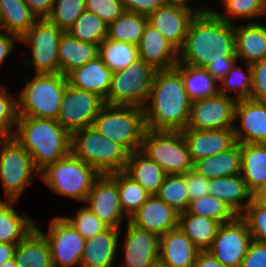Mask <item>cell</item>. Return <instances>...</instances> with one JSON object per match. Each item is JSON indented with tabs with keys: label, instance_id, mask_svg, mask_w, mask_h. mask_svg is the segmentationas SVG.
<instances>
[{
	"label": "cell",
	"instance_id": "6da1fadb",
	"mask_svg": "<svg viewBox=\"0 0 266 267\" xmlns=\"http://www.w3.org/2000/svg\"><path fill=\"white\" fill-rule=\"evenodd\" d=\"M219 62H238L234 24L223 21L211 9L197 12L178 50V63L204 68Z\"/></svg>",
	"mask_w": 266,
	"mask_h": 267
},
{
	"label": "cell",
	"instance_id": "7a4b0ae2",
	"mask_svg": "<svg viewBox=\"0 0 266 267\" xmlns=\"http://www.w3.org/2000/svg\"><path fill=\"white\" fill-rule=\"evenodd\" d=\"M191 100L181 73L174 67L157 70L149 99L144 105L146 129L181 131L186 129Z\"/></svg>",
	"mask_w": 266,
	"mask_h": 267
},
{
	"label": "cell",
	"instance_id": "3957f363",
	"mask_svg": "<svg viewBox=\"0 0 266 267\" xmlns=\"http://www.w3.org/2000/svg\"><path fill=\"white\" fill-rule=\"evenodd\" d=\"M13 138L30 154L40 172L71 153V133L57 120L19 117Z\"/></svg>",
	"mask_w": 266,
	"mask_h": 267
},
{
	"label": "cell",
	"instance_id": "277c9868",
	"mask_svg": "<svg viewBox=\"0 0 266 267\" xmlns=\"http://www.w3.org/2000/svg\"><path fill=\"white\" fill-rule=\"evenodd\" d=\"M92 127L130 154L141 147L146 130L144 110L138 106L104 105Z\"/></svg>",
	"mask_w": 266,
	"mask_h": 267
},
{
	"label": "cell",
	"instance_id": "5b68a950",
	"mask_svg": "<svg viewBox=\"0 0 266 267\" xmlns=\"http://www.w3.org/2000/svg\"><path fill=\"white\" fill-rule=\"evenodd\" d=\"M67 83L61 73L35 74L16 96L19 117L57 120Z\"/></svg>",
	"mask_w": 266,
	"mask_h": 267
},
{
	"label": "cell",
	"instance_id": "8992f818",
	"mask_svg": "<svg viewBox=\"0 0 266 267\" xmlns=\"http://www.w3.org/2000/svg\"><path fill=\"white\" fill-rule=\"evenodd\" d=\"M71 153L100 175L124 171L129 153L92 126L71 133Z\"/></svg>",
	"mask_w": 266,
	"mask_h": 267
},
{
	"label": "cell",
	"instance_id": "52a82bcc",
	"mask_svg": "<svg viewBox=\"0 0 266 267\" xmlns=\"http://www.w3.org/2000/svg\"><path fill=\"white\" fill-rule=\"evenodd\" d=\"M100 174L72 153L47 165L39 172L45 185L55 193L85 202L94 181Z\"/></svg>",
	"mask_w": 266,
	"mask_h": 267
},
{
	"label": "cell",
	"instance_id": "ba28073f",
	"mask_svg": "<svg viewBox=\"0 0 266 267\" xmlns=\"http://www.w3.org/2000/svg\"><path fill=\"white\" fill-rule=\"evenodd\" d=\"M140 151L168 174H185L193 169L188 146L181 131L146 129Z\"/></svg>",
	"mask_w": 266,
	"mask_h": 267
},
{
	"label": "cell",
	"instance_id": "9c48e42d",
	"mask_svg": "<svg viewBox=\"0 0 266 267\" xmlns=\"http://www.w3.org/2000/svg\"><path fill=\"white\" fill-rule=\"evenodd\" d=\"M156 71L139 58L127 68L114 72L104 104L143 108L149 99Z\"/></svg>",
	"mask_w": 266,
	"mask_h": 267
},
{
	"label": "cell",
	"instance_id": "30bf717a",
	"mask_svg": "<svg viewBox=\"0 0 266 267\" xmlns=\"http://www.w3.org/2000/svg\"><path fill=\"white\" fill-rule=\"evenodd\" d=\"M0 145V180L5 199L17 201L39 171L30 154L13 137L0 139Z\"/></svg>",
	"mask_w": 266,
	"mask_h": 267
},
{
	"label": "cell",
	"instance_id": "8fae6325",
	"mask_svg": "<svg viewBox=\"0 0 266 267\" xmlns=\"http://www.w3.org/2000/svg\"><path fill=\"white\" fill-rule=\"evenodd\" d=\"M63 31L47 18L36 20L31 28L20 38V42L30 46L35 74L59 73L58 47Z\"/></svg>",
	"mask_w": 266,
	"mask_h": 267
},
{
	"label": "cell",
	"instance_id": "7c38bea8",
	"mask_svg": "<svg viewBox=\"0 0 266 267\" xmlns=\"http://www.w3.org/2000/svg\"><path fill=\"white\" fill-rule=\"evenodd\" d=\"M104 105L103 98L98 94L67 83L57 122L70 133L91 127Z\"/></svg>",
	"mask_w": 266,
	"mask_h": 267
},
{
	"label": "cell",
	"instance_id": "4fadbf2b",
	"mask_svg": "<svg viewBox=\"0 0 266 267\" xmlns=\"http://www.w3.org/2000/svg\"><path fill=\"white\" fill-rule=\"evenodd\" d=\"M36 228L49 244L53 267H80L86 240L63 216H56L50 220L47 234L37 225Z\"/></svg>",
	"mask_w": 266,
	"mask_h": 267
},
{
	"label": "cell",
	"instance_id": "5bb4252c",
	"mask_svg": "<svg viewBox=\"0 0 266 267\" xmlns=\"http://www.w3.org/2000/svg\"><path fill=\"white\" fill-rule=\"evenodd\" d=\"M237 100L223 94H217L191 102L186 129L218 130L233 129ZM236 121V122H235Z\"/></svg>",
	"mask_w": 266,
	"mask_h": 267
},
{
	"label": "cell",
	"instance_id": "9a60e30c",
	"mask_svg": "<svg viewBox=\"0 0 266 267\" xmlns=\"http://www.w3.org/2000/svg\"><path fill=\"white\" fill-rule=\"evenodd\" d=\"M251 241L248 225L238 215L234 220L219 226L208 251L226 267H241Z\"/></svg>",
	"mask_w": 266,
	"mask_h": 267
},
{
	"label": "cell",
	"instance_id": "2e32d148",
	"mask_svg": "<svg viewBox=\"0 0 266 267\" xmlns=\"http://www.w3.org/2000/svg\"><path fill=\"white\" fill-rule=\"evenodd\" d=\"M202 7L192 9L182 4L167 3L147 16L148 23L179 50L184 44L192 18L197 12L209 10Z\"/></svg>",
	"mask_w": 266,
	"mask_h": 267
},
{
	"label": "cell",
	"instance_id": "e0dca14e",
	"mask_svg": "<svg viewBox=\"0 0 266 267\" xmlns=\"http://www.w3.org/2000/svg\"><path fill=\"white\" fill-rule=\"evenodd\" d=\"M108 227L120 229L124 220L116 182L108 175H100L93 183L85 203Z\"/></svg>",
	"mask_w": 266,
	"mask_h": 267
},
{
	"label": "cell",
	"instance_id": "ac0fdd59",
	"mask_svg": "<svg viewBox=\"0 0 266 267\" xmlns=\"http://www.w3.org/2000/svg\"><path fill=\"white\" fill-rule=\"evenodd\" d=\"M235 141L240 144H266V102L251 98L238 100L235 107Z\"/></svg>",
	"mask_w": 266,
	"mask_h": 267
},
{
	"label": "cell",
	"instance_id": "d6986e66",
	"mask_svg": "<svg viewBox=\"0 0 266 267\" xmlns=\"http://www.w3.org/2000/svg\"><path fill=\"white\" fill-rule=\"evenodd\" d=\"M126 233L121 267H151L159 262V236L156 233L139 228L128 219Z\"/></svg>",
	"mask_w": 266,
	"mask_h": 267
},
{
	"label": "cell",
	"instance_id": "ffe728a7",
	"mask_svg": "<svg viewBox=\"0 0 266 267\" xmlns=\"http://www.w3.org/2000/svg\"><path fill=\"white\" fill-rule=\"evenodd\" d=\"M129 221L160 237L168 231L178 228L179 213L157 195H151L129 218Z\"/></svg>",
	"mask_w": 266,
	"mask_h": 267
},
{
	"label": "cell",
	"instance_id": "44dd1931",
	"mask_svg": "<svg viewBox=\"0 0 266 267\" xmlns=\"http://www.w3.org/2000/svg\"><path fill=\"white\" fill-rule=\"evenodd\" d=\"M137 48L139 58L156 70L171 69L178 63V49L149 23L145 26Z\"/></svg>",
	"mask_w": 266,
	"mask_h": 267
},
{
	"label": "cell",
	"instance_id": "7402d4cb",
	"mask_svg": "<svg viewBox=\"0 0 266 267\" xmlns=\"http://www.w3.org/2000/svg\"><path fill=\"white\" fill-rule=\"evenodd\" d=\"M181 133L186 141L192 161L219 154L235 143L233 129L196 130L184 129Z\"/></svg>",
	"mask_w": 266,
	"mask_h": 267
},
{
	"label": "cell",
	"instance_id": "603a6c76",
	"mask_svg": "<svg viewBox=\"0 0 266 267\" xmlns=\"http://www.w3.org/2000/svg\"><path fill=\"white\" fill-rule=\"evenodd\" d=\"M198 252L179 227L159 237V263L166 267H193Z\"/></svg>",
	"mask_w": 266,
	"mask_h": 267
},
{
	"label": "cell",
	"instance_id": "cb8c5ba5",
	"mask_svg": "<svg viewBox=\"0 0 266 267\" xmlns=\"http://www.w3.org/2000/svg\"><path fill=\"white\" fill-rule=\"evenodd\" d=\"M119 229L108 227L87 239L80 267H117L113 265L119 244Z\"/></svg>",
	"mask_w": 266,
	"mask_h": 267
},
{
	"label": "cell",
	"instance_id": "d4e9b609",
	"mask_svg": "<svg viewBox=\"0 0 266 267\" xmlns=\"http://www.w3.org/2000/svg\"><path fill=\"white\" fill-rule=\"evenodd\" d=\"M235 54L246 64L266 59V26L260 22H248L246 25H234Z\"/></svg>",
	"mask_w": 266,
	"mask_h": 267
},
{
	"label": "cell",
	"instance_id": "484cf974",
	"mask_svg": "<svg viewBox=\"0 0 266 267\" xmlns=\"http://www.w3.org/2000/svg\"><path fill=\"white\" fill-rule=\"evenodd\" d=\"M112 75L113 72L97 56L71 71L66 78L73 87L94 92L104 99L109 91Z\"/></svg>",
	"mask_w": 266,
	"mask_h": 267
},
{
	"label": "cell",
	"instance_id": "4316f807",
	"mask_svg": "<svg viewBox=\"0 0 266 267\" xmlns=\"http://www.w3.org/2000/svg\"><path fill=\"white\" fill-rule=\"evenodd\" d=\"M207 189L210 196L227 203L237 215H241L253 199L241 174L208 179Z\"/></svg>",
	"mask_w": 266,
	"mask_h": 267
},
{
	"label": "cell",
	"instance_id": "83f0119b",
	"mask_svg": "<svg viewBox=\"0 0 266 267\" xmlns=\"http://www.w3.org/2000/svg\"><path fill=\"white\" fill-rule=\"evenodd\" d=\"M99 45L80 41L63 32L58 47L59 73L67 76L71 71L98 56Z\"/></svg>",
	"mask_w": 266,
	"mask_h": 267
},
{
	"label": "cell",
	"instance_id": "f1b7e54d",
	"mask_svg": "<svg viewBox=\"0 0 266 267\" xmlns=\"http://www.w3.org/2000/svg\"><path fill=\"white\" fill-rule=\"evenodd\" d=\"M193 170L208 179L240 174L241 144L236 142L228 150L194 161Z\"/></svg>",
	"mask_w": 266,
	"mask_h": 267
},
{
	"label": "cell",
	"instance_id": "f546056e",
	"mask_svg": "<svg viewBox=\"0 0 266 267\" xmlns=\"http://www.w3.org/2000/svg\"><path fill=\"white\" fill-rule=\"evenodd\" d=\"M124 172L151 195L158 193L167 175L157 163L149 159L140 150L129 154Z\"/></svg>",
	"mask_w": 266,
	"mask_h": 267
},
{
	"label": "cell",
	"instance_id": "4dcf8cb0",
	"mask_svg": "<svg viewBox=\"0 0 266 267\" xmlns=\"http://www.w3.org/2000/svg\"><path fill=\"white\" fill-rule=\"evenodd\" d=\"M14 259L17 267H53L49 244L36 227L17 244Z\"/></svg>",
	"mask_w": 266,
	"mask_h": 267
},
{
	"label": "cell",
	"instance_id": "1f68e13d",
	"mask_svg": "<svg viewBox=\"0 0 266 267\" xmlns=\"http://www.w3.org/2000/svg\"><path fill=\"white\" fill-rule=\"evenodd\" d=\"M240 174L254 194L266 181V144H241Z\"/></svg>",
	"mask_w": 266,
	"mask_h": 267
},
{
	"label": "cell",
	"instance_id": "d6a6232c",
	"mask_svg": "<svg viewBox=\"0 0 266 267\" xmlns=\"http://www.w3.org/2000/svg\"><path fill=\"white\" fill-rule=\"evenodd\" d=\"M16 200H0V242L18 244L36 224L25 213L18 215L13 208Z\"/></svg>",
	"mask_w": 266,
	"mask_h": 267
},
{
	"label": "cell",
	"instance_id": "836d02e7",
	"mask_svg": "<svg viewBox=\"0 0 266 267\" xmlns=\"http://www.w3.org/2000/svg\"><path fill=\"white\" fill-rule=\"evenodd\" d=\"M185 90L191 102L219 94V83L205 68L177 63Z\"/></svg>",
	"mask_w": 266,
	"mask_h": 267
},
{
	"label": "cell",
	"instance_id": "e575fe53",
	"mask_svg": "<svg viewBox=\"0 0 266 267\" xmlns=\"http://www.w3.org/2000/svg\"><path fill=\"white\" fill-rule=\"evenodd\" d=\"M221 224L211 218L180 213L178 227L191 239L199 251L208 250Z\"/></svg>",
	"mask_w": 266,
	"mask_h": 267
},
{
	"label": "cell",
	"instance_id": "d590c367",
	"mask_svg": "<svg viewBox=\"0 0 266 267\" xmlns=\"http://www.w3.org/2000/svg\"><path fill=\"white\" fill-rule=\"evenodd\" d=\"M0 29L20 38L31 28L37 17L31 12L25 0H0Z\"/></svg>",
	"mask_w": 266,
	"mask_h": 267
},
{
	"label": "cell",
	"instance_id": "8d00e7d4",
	"mask_svg": "<svg viewBox=\"0 0 266 267\" xmlns=\"http://www.w3.org/2000/svg\"><path fill=\"white\" fill-rule=\"evenodd\" d=\"M147 23V16L124 11L115 21L108 25L107 38L137 46Z\"/></svg>",
	"mask_w": 266,
	"mask_h": 267
},
{
	"label": "cell",
	"instance_id": "74e56055",
	"mask_svg": "<svg viewBox=\"0 0 266 267\" xmlns=\"http://www.w3.org/2000/svg\"><path fill=\"white\" fill-rule=\"evenodd\" d=\"M108 175L117 184L120 205L125 217L129 220L151 194L124 171L114 172Z\"/></svg>",
	"mask_w": 266,
	"mask_h": 267
},
{
	"label": "cell",
	"instance_id": "f35d334b",
	"mask_svg": "<svg viewBox=\"0 0 266 267\" xmlns=\"http://www.w3.org/2000/svg\"><path fill=\"white\" fill-rule=\"evenodd\" d=\"M98 56L113 73L127 68L139 59L136 45L108 38L99 44Z\"/></svg>",
	"mask_w": 266,
	"mask_h": 267
},
{
	"label": "cell",
	"instance_id": "ab89813d",
	"mask_svg": "<svg viewBox=\"0 0 266 267\" xmlns=\"http://www.w3.org/2000/svg\"><path fill=\"white\" fill-rule=\"evenodd\" d=\"M156 195L179 214L185 212L190 203L185 175H166Z\"/></svg>",
	"mask_w": 266,
	"mask_h": 267
},
{
	"label": "cell",
	"instance_id": "60d3db41",
	"mask_svg": "<svg viewBox=\"0 0 266 267\" xmlns=\"http://www.w3.org/2000/svg\"><path fill=\"white\" fill-rule=\"evenodd\" d=\"M107 30L108 25L104 21L85 10L67 32L80 41L99 45L107 38Z\"/></svg>",
	"mask_w": 266,
	"mask_h": 267
},
{
	"label": "cell",
	"instance_id": "b9f144b4",
	"mask_svg": "<svg viewBox=\"0 0 266 267\" xmlns=\"http://www.w3.org/2000/svg\"><path fill=\"white\" fill-rule=\"evenodd\" d=\"M183 213L208 217L220 224L230 222L238 216L227 203L210 195L190 201Z\"/></svg>",
	"mask_w": 266,
	"mask_h": 267
},
{
	"label": "cell",
	"instance_id": "7bdbcfd3",
	"mask_svg": "<svg viewBox=\"0 0 266 267\" xmlns=\"http://www.w3.org/2000/svg\"><path fill=\"white\" fill-rule=\"evenodd\" d=\"M247 72L237 63L230 69L227 75L219 81L220 94L230 96L228 92H235V99L243 100L251 98L252 92V68L250 64H246Z\"/></svg>",
	"mask_w": 266,
	"mask_h": 267
},
{
	"label": "cell",
	"instance_id": "ee69618b",
	"mask_svg": "<svg viewBox=\"0 0 266 267\" xmlns=\"http://www.w3.org/2000/svg\"><path fill=\"white\" fill-rule=\"evenodd\" d=\"M225 13H219L210 8L219 18L229 24H235L236 19H251L265 17L266 0H223ZM226 14V15H225Z\"/></svg>",
	"mask_w": 266,
	"mask_h": 267
},
{
	"label": "cell",
	"instance_id": "f6af8a7d",
	"mask_svg": "<svg viewBox=\"0 0 266 267\" xmlns=\"http://www.w3.org/2000/svg\"><path fill=\"white\" fill-rule=\"evenodd\" d=\"M85 10V0H56L47 19L67 32Z\"/></svg>",
	"mask_w": 266,
	"mask_h": 267
},
{
	"label": "cell",
	"instance_id": "bcb514c9",
	"mask_svg": "<svg viewBox=\"0 0 266 267\" xmlns=\"http://www.w3.org/2000/svg\"><path fill=\"white\" fill-rule=\"evenodd\" d=\"M19 118L18 98L12 97L6 87L0 88V139L13 136ZM14 128V129H13ZM13 129V130H12Z\"/></svg>",
	"mask_w": 266,
	"mask_h": 267
},
{
	"label": "cell",
	"instance_id": "7dc6e473",
	"mask_svg": "<svg viewBox=\"0 0 266 267\" xmlns=\"http://www.w3.org/2000/svg\"><path fill=\"white\" fill-rule=\"evenodd\" d=\"M85 239H90L106 230L108 226L103 223L87 206L77 211L75 217H63Z\"/></svg>",
	"mask_w": 266,
	"mask_h": 267
},
{
	"label": "cell",
	"instance_id": "c3c4849f",
	"mask_svg": "<svg viewBox=\"0 0 266 267\" xmlns=\"http://www.w3.org/2000/svg\"><path fill=\"white\" fill-rule=\"evenodd\" d=\"M240 216L246 221L252 239L266 242V204L252 199Z\"/></svg>",
	"mask_w": 266,
	"mask_h": 267
},
{
	"label": "cell",
	"instance_id": "681fc988",
	"mask_svg": "<svg viewBox=\"0 0 266 267\" xmlns=\"http://www.w3.org/2000/svg\"><path fill=\"white\" fill-rule=\"evenodd\" d=\"M86 11L97 15L107 25L115 21L125 10L123 0H85Z\"/></svg>",
	"mask_w": 266,
	"mask_h": 267
},
{
	"label": "cell",
	"instance_id": "f907efd6",
	"mask_svg": "<svg viewBox=\"0 0 266 267\" xmlns=\"http://www.w3.org/2000/svg\"><path fill=\"white\" fill-rule=\"evenodd\" d=\"M252 92L251 99L266 102V59L251 64Z\"/></svg>",
	"mask_w": 266,
	"mask_h": 267
},
{
	"label": "cell",
	"instance_id": "816d5d0a",
	"mask_svg": "<svg viewBox=\"0 0 266 267\" xmlns=\"http://www.w3.org/2000/svg\"><path fill=\"white\" fill-rule=\"evenodd\" d=\"M241 267H266V242H250Z\"/></svg>",
	"mask_w": 266,
	"mask_h": 267
},
{
	"label": "cell",
	"instance_id": "f5cc1de1",
	"mask_svg": "<svg viewBox=\"0 0 266 267\" xmlns=\"http://www.w3.org/2000/svg\"><path fill=\"white\" fill-rule=\"evenodd\" d=\"M190 201L209 195L208 178L198 174L193 169L185 174Z\"/></svg>",
	"mask_w": 266,
	"mask_h": 267
},
{
	"label": "cell",
	"instance_id": "db71d44e",
	"mask_svg": "<svg viewBox=\"0 0 266 267\" xmlns=\"http://www.w3.org/2000/svg\"><path fill=\"white\" fill-rule=\"evenodd\" d=\"M167 3V0H123L125 11L135 12L145 16L150 15Z\"/></svg>",
	"mask_w": 266,
	"mask_h": 267
},
{
	"label": "cell",
	"instance_id": "11a10c76",
	"mask_svg": "<svg viewBox=\"0 0 266 267\" xmlns=\"http://www.w3.org/2000/svg\"><path fill=\"white\" fill-rule=\"evenodd\" d=\"M16 42H20L19 36L0 30V66L3 64L4 60L7 59L6 57L13 51Z\"/></svg>",
	"mask_w": 266,
	"mask_h": 267
},
{
	"label": "cell",
	"instance_id": "9f6ffc18",
	"mask_svg": "<svg viewBox=\"0 0 266 267\" xmlns=\"http://www.w3.org/2000/svg\"><path fill=\"white\" fill-rule=\"evenodd\" d=\"M56 0H25V3L37 19L47 18Z\"/></svg>",
	"mask_w": 266,
	"mask_h": 267
},
{
	"label": "cell",
	"instance_id": "6f0895ef",
	"mask_svg": "<svg viewBox=\"0 0 266 267\" xmlns=\"http://www.w3.org/2000/svg\"><path fill=\"white\" fill-rule=\"evenodd\" d=\"M236 63L238 62L209 63L204 68L219 82Z\"/></svg>",
	"mask_w": 266,
	"mask_h": 267
},
{
	"label": "cell",
	"instance_id": "680465c9",
	"mask_svg": "<svg viewBox=\"0 0 266 267\" xmlns=\"http://www.w3.org/2000/svg\"><path fill=\"white\" fill-rule=\"evenodd\" d=\"M193 267H226L208 251H199Z\"/></svg>",
	"mask_w": 266,
	"mask_h": 267
},
{
	"label": "cell",
	"instance_id": "91938a15",
	"mask_svg": "<svg viewBox=\"0 0 266 267\" xmlns=\"http://www.w3.org/2000/svg\"><path fill=\"white\" fill-rule=\"evenodd\" d=\"M16 247L17 244L0 242V266L14 258Z\"/></svg>",
	"mask_w": 266,
	"mask_h": 267
},
{
	"label": "cell",
	"instance_id": "94428289",
	"mask_svg": "<svg viewBox=\"0 0 266 267\" xmlns=\"http://www.w3.org/2000/svg\"><path fill=\"white\" fill-rule=\"evenodd\" d=\"M253 199H255L257 202L266 204V181L253 194Z\"/></svg>",
	"mask_w": 266,
	"mask_h": 267
},
{
	"label": "cell",
	"instance_id": "6125c7cd",
	"mask_svg": "<svg viewBox=\"0 0 266 267\" xmlns=\"http://www.w3.org/2000/svg\"><path fill=\"white\" fill-rule=\"evenodd\" d=\"M0 267H17L15 259H11L3 263Z\"/></svg>",
	"mask_w": 266,
	"mask_h": 267
},
{
	"label": "cell",
	"instance_id": "be15d7a7",
	"mask_svg": "<svg viewBox=\"0 0 266 267\" xmlns=\"http://www.w3.org/2000/svg\"><path fill=\"white\" fill-rule=\"evenodd\" d=\"M168 3H176V4H182V5H185V6H189V2L190 0H167Z\"/></svg>",
	"mask_w": 266,
	"mask_h": 267
},
{
	"label": "cell",
	"instance_id": "e7e4bbea",
	"mask_svg": "<svg viewBox=\"0 0 266 267\" xmlns=\"http://www.w3.org/2000/svg\"><path fill=\"white\" fill-rule=\"evenodd\" d=\"M151 267H166V266L158 262Z\"/></svg>",
	"mask_w": 266,
	"mask_h": 267
}]
</instances>
